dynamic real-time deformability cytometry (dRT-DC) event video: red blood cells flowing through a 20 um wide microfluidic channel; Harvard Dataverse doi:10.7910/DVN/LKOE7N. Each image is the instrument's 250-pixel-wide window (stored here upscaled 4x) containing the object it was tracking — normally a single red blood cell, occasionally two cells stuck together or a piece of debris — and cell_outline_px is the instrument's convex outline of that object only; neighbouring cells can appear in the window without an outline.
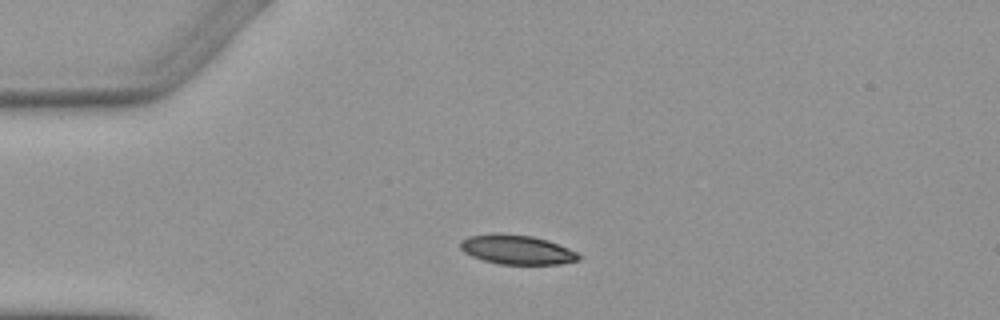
{"species": "Egyptian fruit bat (a non-hibernating species)", "species_latin": "Rousettus aegyptiacus", "temperature_condition": "warm", "stored_images_in_passage": 4, "camera_frame_rate_fps": 3000, "um_per_image_px": 0.085, "animal": {"sex": "female"}, "frame": {"image": 1, "passage_image": 1, "time_ms": 0.0, "image_size_px": [1000, 320], "cell_outline_px": [[580, 260], [560, 264], [500, 264], [484, 260], [472, 256], [464, 252], [460, 248], [460, 240], [468, 236], [496, 232], [500, 232], [532, 236], [548, 240], [580, 252]], "centroid_in_image_um": [43.95, 21.2], "position_along_channel_um": 41.0, "area_um2": 20.58}}
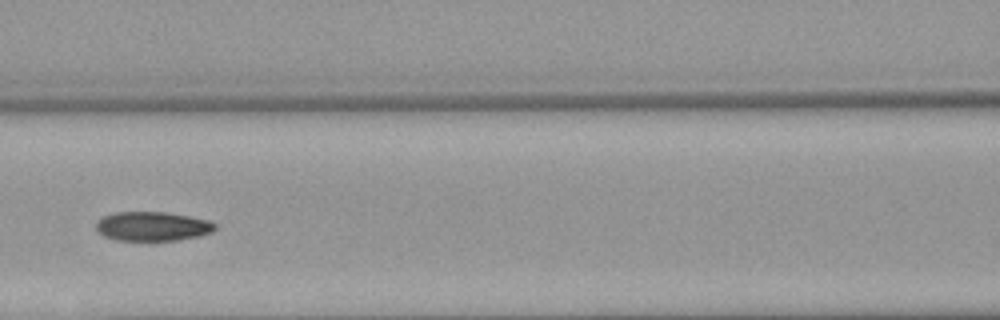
{"frame": {"image": 2, "passage_image": 4, "time_ms": 3.667, "image_size_px": [1000, 320], "cell_outline_px": [[216, 228], [212, 232], [200, 236], [176, 240], [116, 240], [104, 236], [96, 232], [96, 220], [100, 216], [112, 212], [164, 212], [188, 216], [208, 220], [216, 224]], "centroid_in_image_um": [12.9, 19.23], "position_along_channel_um": 153.7, "area_um2": 20.46}}